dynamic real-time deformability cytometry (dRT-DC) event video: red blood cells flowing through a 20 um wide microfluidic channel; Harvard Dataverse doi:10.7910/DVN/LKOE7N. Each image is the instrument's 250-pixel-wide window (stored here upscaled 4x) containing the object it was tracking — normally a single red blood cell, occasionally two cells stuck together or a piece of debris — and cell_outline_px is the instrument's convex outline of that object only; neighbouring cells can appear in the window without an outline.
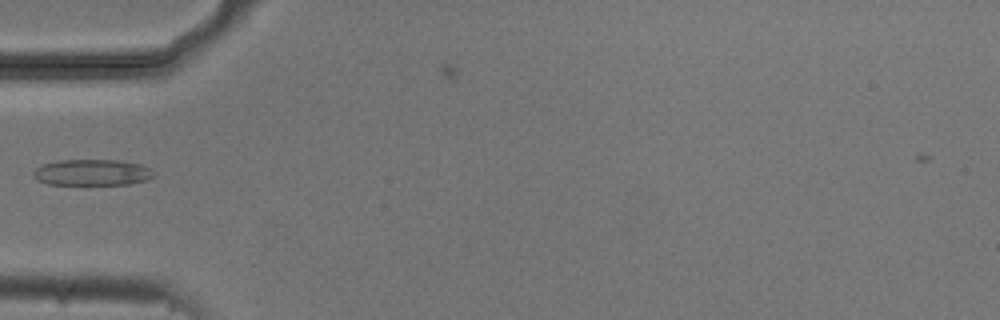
{"species": "common noctule bat (a hibernating species)", "species_latin": "Nyctalus noctula", "temperature_condition": "cold", "stored_images_in_passage": 3, "camera_frame_rate_fps": 3000, "um_per_image_px": 0.085, "animal": {"sex": "male", "body_mass_g": 20.5, "forearm_length_mm": 52.5}, "frame": {"image": 1, "passage_image": 2, "time_ms": 0.333, "image_size_px": [1000, 320], "cell_outline_px": [[156, 176], [148, 180], [128, 184], [48, 184], [36, 180], [32, 176], [32, 172], [40, 164], [56, 160], [120, 160], [140, 164], [152, 168], [156, 172]], "centroid_in_image_um": [7.85, 14.65], "position_along_channel_um": 77.2, "area_um2": 18.73}}